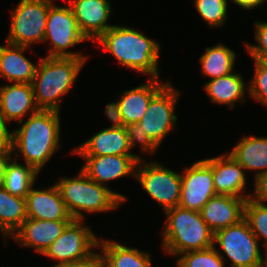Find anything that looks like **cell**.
I'll return each mask as SVG.
<instances>
[{
	"instance_id": "obj_29",
	"label": "cell",
	"mask_w": 267,
	"mask_h": 267,
	"mask_svg": "<svg viewBox=\"0 0 267 267\" xmlns=\"http://www.w3.org/2000/svg\"><path fill=\"white\" fill-rule=\"evenodd\" d=\"M244 218L258 241L263 239V249L267 250V203L248 198L244 206Z\"/></svg>"
},
{
	"instance_id": "obj_41",
	"label": "cell",
	"mask_w": 267,
	"mask_h": 267,
	"mask_svg": "<svg viewBox=\"0 0 267 267\" xmlns=\"http://www.w3.org/2000/svg\"><path fill=\"white\" fill-rule=\"evenodd\" d=\"M262 62H263L265 65H267V58H264V59L262 60Z\"/></svg>"
},
{
	"instance_id": "obj_39",
	"label": "cell",
	"mask_w": 267,
	"mask_h": 267,
	"mask_svg": "<svg viewBox=\"0 0 267 267\" xmlns=\"http://www.w3.org/2000/svg\"><path fill=\"white\" fill-rule=\"evenodd\" d=\"M12 156L13 155L11 150L8 153L0 156V186L2 185L4 179L7 164L13 158Z\"/></svg>"
},
{
	"instance_id": "obj_11",
	"label": "cell",
	"mask_w": 267,
	"mask_h": 267,
	"mask_svg": "<svg viewBox=\"0 0 267 267\" xmlns=\"http://www.w3.org/2000/svg\"><path fill=\"white\" fill-rule=\"evenodd\" d=\"M180 91L169 82L151 99L147 112L139 124L143 132L160 147L162 141L175 131L178 117L175 115Z\"/></svg>"
},
{
	"instance_id": "obj_22",
	"label": "cell",
	"mask_w": 267,
	"mask_h": 267,
	"mask_svg": "<svg viewBox=\"0 0 267 267\" xmlns=\"http://www.w3.org/2000/svg\"><path fill=\"white\" fill-rule=\"evenodd\" d=\"M4 45H0L1 77L10 83L32 84L37 65L24 55L29 47L13 45L7 42Z\"/></svg>"
},
{
	"instance_id": "obj_18",
	"label": "cell",
	"mask_w": 267,
	"mask_h": 267,
	"mask_svg": "<svg viewBox=\"0 0 267 267\" xmlns=\"http://www.w3.org/2000/svg\"><path fill=\"white\" fill-rule=\"evenodd\" d=\"M212 175L217 195L250 198L246 193L247 175L244 168L229 154L212 157Z\"/></svg>"
},
{
	"instance_id": "obj_31",
	"label": "cell",
	"mask_w": 267,
	"mask_h": 267,
	"mask_svg": "<svg viewBox=\"0 0 267 267\" xmlns=\"http://www.w3.org/2000/svg\"><path fill=\"white\" fill-rule=\"evenodd\" d=\"M177 267H225V261L214 246L177 255Z\"/></svg>"
},
{
	"instance_id": "obj_9",
	"label": "cell",
	"mask_w": 267,
	"mask_h": 267,
	"mask_svg": "<svg viewBox=\"0 0 267 267\" xmlns=\"http://www.w3.org/2000/svg\"><path fill=\"white\" fill-rule=\"evenodd\" d=\"M140 159L136 166L135 178L139 185L165 212L179 206L181 196V172L173 171L157 161Z\"/></svg>"
},
{
	"instance_id": "obj_38",
	"label": "cell",
	"mask_w": 267,
	"mask_h": 267,
	"mask_svg": "<svg viewBox=\"0 0 267 267\" xmlns=\"http://www.w3.org/2000/svg\"><path fill=\"white\" fill-rule=\"evenodd\" d=\"M231 2L236 4L238 7L240 6L241 9L254 10L256 7L262 5L265 0H231Z\"/></svg>"
},
{
	"instance_id": "obj_37",
	"label": "cell",
	"mask_w": 267,
	"mask_h": 267,
	"mask_svg": "<svg viewBox=\"0 0 267 267\" xmlns=\"http://www.w3.org/2000/svg\"><path fill=\"white\" fill-rule=\"evenodd\" d=\"M8 127L0 118V156L11 150V132Z\"/></svg>"
},
{
	"instance_id": "obj_2",
	"label": "cell",
	"mask_w": 267,
	"mask_h": 267,
	"mask_svg": "<svg viewBox=\"0 0 267 267\" xmlns=\"http://www.w3.org/2000/svg\"><path fill=\"white\" fill-rule=\"evenodd\" d=\"M95 43L110 52L119 65L149 75V78H160L158 60L161 44L135 27L113 25Z\"/></svg>"
},
{
	"instance_id": "obj_6",
	"label": "cell",
	"mask_w": 267,
	"mask_h": 267,
	"mask_svg": "<svg viewBox=\"0 0 267 267\" xmlns=\"http://www.w3.org/2000/svg\"><path fill=\"white\" fill-rule=\"evenodd\" d=\"M259 245L245 218L214 233L213 246L224 261L229 259L230 267H260Z\"/></svg>"
},
{
	"instance_id": "obj_12",
	"label": "cell",
	"mask_w": 267,
	"mask_h": 267,
	"mask_svg": "<svg viewBox=\"0 0 267 267\" xmlns=\"http://www.w3.org/2000/svg\"><path fill=\"white\" fill-rule=\"evenodd\" d=\"M159 78H148L147 82L123 91L118 100L109 102L104 114L110 121L125 126L139 123L147 112L151 99L168 83Z\"/></svg>"
},
{
	"instance_id": "obj_16",
	"label": "cell",
	"mask_w": 267,
	"mask_h": 267,
	"mask_svg": "<svg viewBox=\"0 0 267 267\" xmlns=\"http://www.w3.org/2000/svg\"><path fill=\"white\" fill-rule=\"evenodd\" d=\"M84 164L81 170L93 181L103 186L111 180L131 176L135 178L138 156H81Z\"/></svg>"
},
{
	"instance_id": "obj_19",
	"label": "cell",
	"mask_w": 267,
	"mask_h": 267,
	"mask_svg": "<svg viewBox=\"0 0 267 267\" xmlns=\"http://www.w3.org/2000/svg\"><path fill=\"white\" fill-rule=\"evenodd\" d=\"M38 110L32 84L7 83L5 86H0V118L7 125L12 121L19 123L24 117Z\"/></svg>"
},
{
	"instance_id": "obj_7",
	"label": "cell",
	"mask_w": 267,
	"mask_h": 267,
	"mask_svg": "<svg viewBox=\"0 0 267 267\" xmlns=\"http://www.w3.org/2000/svg\"><path fill=\"white\" fill-rule=\"evenodd\" d=\"M53 0H19L10 11L6 42L31 48L44 42L47 15Z\"/></svg>"
},
{
	"instance_id": "obj_27",
	"label": "cell",
	"mask_w": 267,
	"mask_h": 267,
	"mask_svg": "<svg viewBox=\"0 0 267 267\" xmlns=\"http://www.w3.org/2000/svg\"><path fill=\"white\" fill-rule=\"evenodd\" d=\"M236 57L235 51L222 42L206 47L199 58L202 76L214 79L233 73Z\"/></svg>"
},
{
	"instance_id": "obj_13",
	"label": "cell",
	"mask_w": 267,
	"mask_h": 267,
	"mask_svg": "<svg viewBox=\"0 0 267 267\" xmlns=\"http://www.w3.org/2000/svg\"><path fill=\"white\" fill-rule=\"evenodd\" d=\"M215 191L212 175V158L197 160L181 172V196L179 206L200 211Z\"/></svg>"
},
{
	"instance_id": "obj_21",
	"label": "cell",
	"mask_w": 267,
	"mask_h": 267,
	"mask_svg": "<svg viewBox=\"0 0 267 267\" xmlns=\"http://www.w3.org/2000/svg\"><path fill=\"white\" fill-rule=\"evenodd\" d=\"M245 202L246 199L240 197L215 195L204 204L199 212L210 230L215 233L244 218Z\"/></svg>"
},
{
	"instance_id": "obj_14",
	"label": "cell",
	"mask_w": 267,
	"mask_h": 267,
	"mask_svg": "<svg viewBox=\"0 0 267 267\" xmlns=\"http://www.w3.org/2000/svg\"><path fill=\"white\" fill-rule=\"evenodd\" d=\"M110 127L103 128L98 133L91 136L84 143L73 148L72 152L79 156H138L142 155L131 153L130 143L124 126L116 124L108 119ZM141 156V157H140Z\"/></svg>"
},
{
	"instance_id": "obj_5",
	"label": "cell",
	"mask_w": 267,
	"mask_h": 267,
	"mask_svg": "<svg viewBox=\"0 0 267 267\" xmlns=\"http://www.w3.org/2000/svg\"><path fill=\"white\" fill-rule=\"evenodd\" d=\"M164 213L166 221L161 233V248L166 254L177 257L185 252L213 246L214 233L199 211L176 206Z\"/></svg>"
},
{
	"instance_id": "obj_28",
	"label": "cell",
	"mask_w": 267,
	"mask_h": 267,
	"mask_svg": "<svg viewBox=\"0 0 267 267\" xmlns=\"http://www.w3.org/2000/svg\"><path fill=\"white\" fill-rule=\"evenodd\" d=\"M17 161L18 158H12L7 164L1 186L14 196L26 198L39 173L30 165Z\"/></svg>"
},
{
	"instance_id": "obj_35",
	"label": "cell",
	"mask_w": 267,
	"mask_h": 267,
	"mask_svg": "<svg viewBox=\"0 0 267 267\" xmlns=\"http://www.w3.org/2000/svg\"><path fill=\"white\" fill-rule=\"evenodd\" d=\"M254 189L251 191L250 199L260 202H267V172L254 177Z\"/></svg>"
},
{
	"instance_id": "obj_4",
	"label": "cell",
	"mask_w": 267,
	"mask_h": 267,
	"mask_svg": "<svg viewBox=\"0 0 267 267\" xmlns=\"http://www.w3.org/2000/svg\"><path fill=\"white\" fill-rule=\"evenodd\" d=\"M56 181L68 212L75 220H85L86 214L118 209L128 200L125 195L90 179L81 169L74 177H61Z\"/></svg>"
},
{
	"instance_id": "obj_10",
	"label": "cell",
	"mask_w": 267,
	"mask_h": 267,
	"mask_svg": "<svg viewBox=\"0 0 267 267\" xmlns=\"http://www.w3.org/2000/svg\"><path fill=\"white\" fill-rule=\"evenodd\" d=\"M98 241L99 237L84 220L73 219L42 255L56 261L51 267H58L88 258L98 248Z\"/></svg>"
},
{
	"instance_id": "obj_26",
	"label": "cell",
	"mask_w": 267,
	"mask_h": 267,
	"mask_svg": "<svg viewBox=\"0 0 267 267\" xmlns=\"http://www.w3.org/2000/svg\"><path fill=\"white\" fill-rule=\"evenodd\" d=\"M27 218L26 198L14 196L0 186V234L7 245L12 236Z\"/></svg>"
},
{
	"instance_id": "obj_33",
	"label": "cell",
	"mask_w": 267,
	"mask_h": 267,
	"mask_svg": "<svg viewBox=\"0 0 267 267\" xmlns=\"http://www.w3.org/2000/svg\"><path fill=\"white\" fill-rule=\"evenodd\" d=\"M124 127L127 132L131 150L139 144L140 154L148 153L152 156L158 151L159 147L148 137L146 132L142 131L139 123L128 124Z\"/></svg>"
},
{
	"instance_id": "obj_25",
	"label": "cell",
	"mask_w": 267,
	"mask_h": 267,
	"mask_svg": "<svg viewBox=\"0 0 267 267\" xmlns=\"http://www.w3.org/2000/svg\"><path fill=\"white\" fill-rule=\"evenodd\" d=\"M104 267H153L151 255L125 244L99 238Z\"/></svg>"
},
{
	"instance_id": "obj_32",
	"label": "cell",
	"mask_w": 267,
	"mask_h": 267,
	"mask_svg": "<svg viewBox=\"0 0 267 267\" xmlns=\"http://www.w3.org/2000/svg\"><path fill=\"white\" fill-rule=\"evenodd\" d=\"M253 61L255 72L248 83L247 95L267 108V65L260 60Z\"/></svg>"
},
{
	"instance_id": "obj_24",
	"label": "cell",
	"mask_w": 267,
	"mask_h": 267,
	"mask_svg": "<svg viewBox=\"0 0 267 267\" xmlns=\"http://www.w3.org/2000/svg\"><path fill=\"white\" fill-rule=\"evenodd\" d=\"M228 154L254 177L267 172V136H243Z\"/></svg>"
},
{
	"instance_id": "obj_15",
	"label": "cell",
	"mask_w": 267,
	"mask_h": 267,
	"mask_svg": "<svg viewBox=\"0 0 267 267\" xmlns=\"http://www.w3.org/2000/svg\"><path fill=\"white\" fill-rule=\"evenodd\" d=\"M77 20L81 33L89 41H96L113 24H109L113 13L110 0H67Z\"/></svg>"
},
{
	"instance_id": "obj_34",
	"label": "cell",
	"mask_w": 267,
	"mask_h": 267,
	"mask_svg": "<svg viewBox=\"0 0 267 267\" xmlns=\"http://www.w3.org/2000/svg\"><path fill=\"white\" fill-rule=\"evenodd\" d=\"M254 27V39L257 44L246 42L245 48L252 59L262 61L267 58V21H255Z\"/></svg>"
},
{
	"instance_id": "obj_40",
	"label": "cell",
	"mask_w": 267,
	"mask_h": 267,
	"mask_svg": "<svg viewBox=\"0 0 267 267\" xmlns=\"http://www.w3.org/2000/svg\"><path fill=\"white\" fill-rule=\"evenodd\" d=\"M263 251H264L265 257L262 254L260 267H267V250H263Z\"/></svg>"
},
{
	"instance_id": "obj_3",
	"label": "cell",
	"mask_w": 267,
	"mask_h": 267,
	"mask_svg": "<svg viewBox=\"0 0 267 267\" xmlns=\"http://www.w3.org/2000/svg\"><path fill=\"white\" fill-rule=\"evenodd\" d=\"M86 61L87 58L40 57L32 83L37 108L60 112L62 97L77 83Z\"/></svg>"
},
{
	"instance_id": "obj_36",
	"label": "cell",
	"mask_w": 267,
	"mask_h": 267,
	"mask_svg": "<svg viewBox=\"0 0 267 267\" xmlns=\"http://www.w3.org/2000/svg\"><path fill=\"white\" fill-rule=\"evenodd\" d=\"M58 267H104V261L101 252L95 251L88 258L63 264Z\"/></svg>"
},
{
	"instance_id": "obj_23",
	"label": "cell",
	"mask_w": 267,
	"mask_h": 267,
	"mask_svg": "<svg viewBox=\"0 0 267 267\" xmlns=\"http://www.w3.org/2000/svg\"><path fill=\"white\" fill-rule=\"evenodd\" d=\"M241 73L233 72L228 75L207 80L203 86L204 92L210 102L218 105H227L230 110L237 102L244 103L248 84L244 81Z\"/></svg>"
},
{
	"instance_id": "obj_20",
	"label": "cell",
	"mask_w": 267,
	"mask_h": 267,
	"mask_svg": "<svg viewBox=\"0 0 267 267\" xmlns=\"http://www.w3.org/2000/svg\"><path fill=\"white\" fill-rule=\"evenodd\" d=\"M34 187L26 196L27 218L73 220L55 183L45 189H35Z\"/></svg>"
},
{
	"instance_id": "obj_8",
	"label": "cell",
	"mask_w": 267,
	"mask_h": 267,
	"mask_svg": "<svg viewBox=\"0 0 267 267\" xmlns=\"http://www.w3.org/2000/svg\"><path fill=\"white\" fill-rule=\"evenodd\" d=\"M88 40L81 33L77 20L69 4L58 6L52 4L49 8L44 42L47 45L48 57L87 58L81 52H72L69 48ZM69 51H68V50Z\"/></svg>"
},
{
	"instance_id": "obj_30",
	"label": "cell",
	"mask_w": 267,
	"mask_h": 267,
	"mask_svg": "<svg viewBox=\"0 0 267 267\" xmlns=\"http://www.w3.org/2000/svg\"><path fill=\"white\" fill-rule=\"evenodd\" d=\"M193 2L198 14L209 27L221 28L226 23L227 0H193Z\"/></svg>"
},
{
	"instance_id": "obj_17",
	"label": "cell",
	"mask_w": 267,
	"mask_h": 267,
	"mask_svg": "<svg viewBox=\"0 0 267 267\" xmlns=\"http://www.w3.org/2000/svg\"><path fill=\"white\" fill-rule=\"evenodd\" d=\"M71 221L26 218L11 238L21 247L32 248L42 255Z\"/></svg>"
},
{
	"instance_id": "obj_1",
	"label": "cell",
	"mask_w": 267,
	"mask_h": 267,
	"mask_svg": "<svg viewBox=\"0 0 267 267\" xmlns=\"http://www.w3.org/2000/svg\"><path fill=\"white\" fill-rule=\"evenodd\" d=\"M60 112L38 110L11 130V151L14 159L21 156L24 163L40 173L46 163L61 148ZM60 146V147H59Z\"/></svg>"
}]
</instances>
